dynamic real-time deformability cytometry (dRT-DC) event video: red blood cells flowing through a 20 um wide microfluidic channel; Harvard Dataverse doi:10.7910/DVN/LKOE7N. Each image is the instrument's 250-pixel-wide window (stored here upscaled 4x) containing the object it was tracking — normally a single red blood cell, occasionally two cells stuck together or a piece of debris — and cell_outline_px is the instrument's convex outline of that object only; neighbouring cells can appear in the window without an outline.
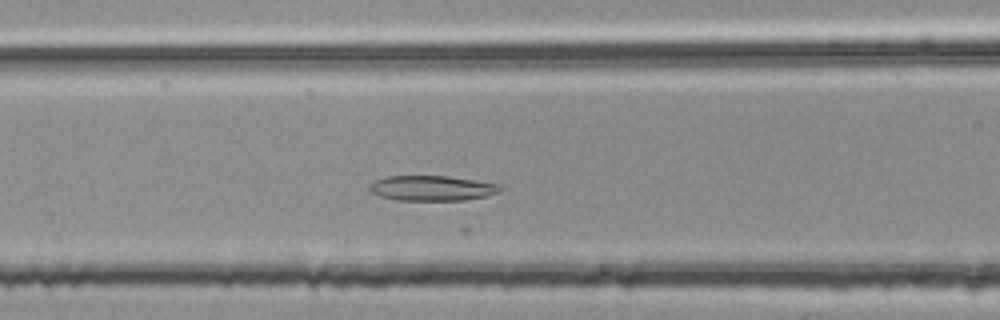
{"species": "common noctule bat (a hibernating species)", "species_latin": "Nyctalus noctula", "temperature_condition": "room temperature", "stored_images_in_passage": 33, "camera_frame_rate_fps": 3000, "um_per_image_px": 0.085, "animal": {"sex": "female", "body_mass_g": 25.1}, "frame": {"image": 1, "passage_image": 6, "time_ms": 1.667, "image_size_px": [1000, 320], "cell_outline_px": [[504, 188], [500, 192], [484, 196], [464, 200], [396, 200], [380, 196], [368, 192], [368, 184], [376, 180], [388, 176], [448, 176], [476, 180], [500, 184]], "centroid_in_image_um": [36.7, 15.99], "position_along_channel_um": 129.9, "area_um2": 19.31}}
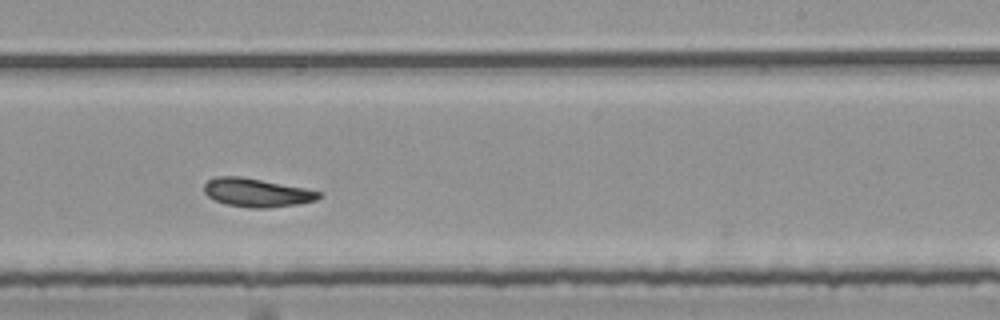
{"frame": {"image": 2, "passage_image": 17, "time_ms": 5.333, "image_size_px": [1000, 320], "cell_outline_px": [[320, 196], [316, 200], [296, 204], [268, 208], [252, 208], [224, 204], [208, 196], [204, 192], [204, 184], [208, 180], [220, 176], [240, 176], [304, 188], [320, 192]], "centroid_in_image_um": [21.78, 16.37], "position_along_channel_um": 267.2, "area_um2": 18.79}}
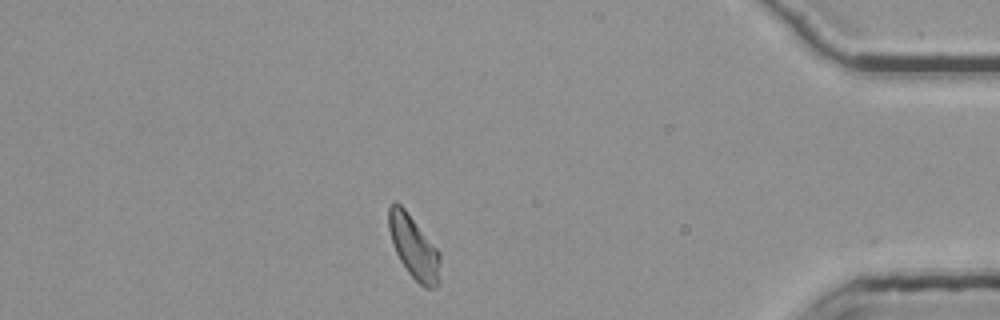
{"frame": {"image": 3, "passage_image": 31, "time_ms": 10.0, "image_size_px": [1000, 320], "cell_outline_px": [[440, 284], [436, 288], [424, 288], [408, 272], [400, 260], [396, 252], [388, 228], [388, 208], [396, 200], [404, 208], [440, 252]], "centroid_in_image_um": [35.19, 21.03], "position_along_channel_um": 400.0, "area_um2": 18.84}, "authors_computed_cell_mechanics": {"area_um2": 18.8428, "velocity_mm_per_s": 3.7612, "shape_relaxation_time_tau1_ms": null, "shape_relaxation_time_tau2_ms": 2.356, "deformation_change_tau1": null, "deformation_change_tau2": 0.0848}}